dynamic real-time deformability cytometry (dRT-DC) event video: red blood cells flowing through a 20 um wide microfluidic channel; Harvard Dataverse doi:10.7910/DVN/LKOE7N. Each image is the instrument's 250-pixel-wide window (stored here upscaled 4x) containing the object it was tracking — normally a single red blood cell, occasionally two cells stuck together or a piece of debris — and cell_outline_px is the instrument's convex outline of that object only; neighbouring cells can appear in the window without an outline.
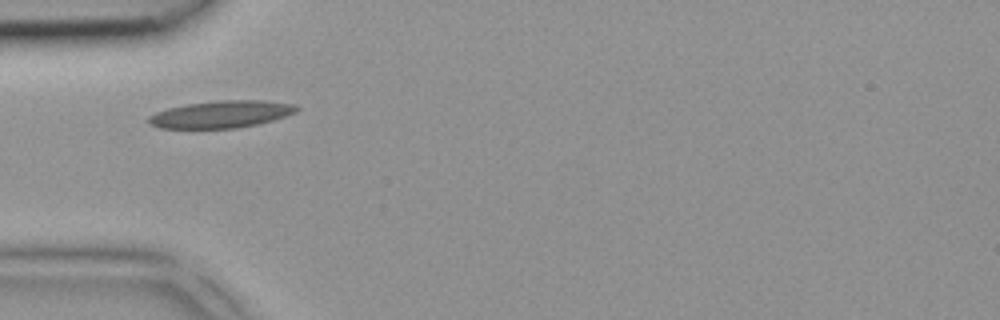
{"species": "common noctule bat (a hibernating species)", "species_latin": "Nyctalus noctula", "temperature_condition": "room temperature", "stored_images_in_passage": 5, "camera_frame_rate_fps": 3000, "um_per_image_px": 0.085, "animal": {"sex": "female", "body_mass_g": 18.4}, "frame": {"image": 1, "passage_image": 3, "time_ms": 0.667, "image_size_px": [1000, 320], "cell_outline_px": [[300, 108], [296, 112], [288, 116], [256, 124], [236, 128], [160, 128], [148, 124], [148, 116], [156, 112], [168, 108], [188, 104], [220, 100], [264, 100], [296, 104]], "centroid_in_image_um": [18.83, 9.71], "position_along_channel_um": 66.2, "area_um2": 23.47}}
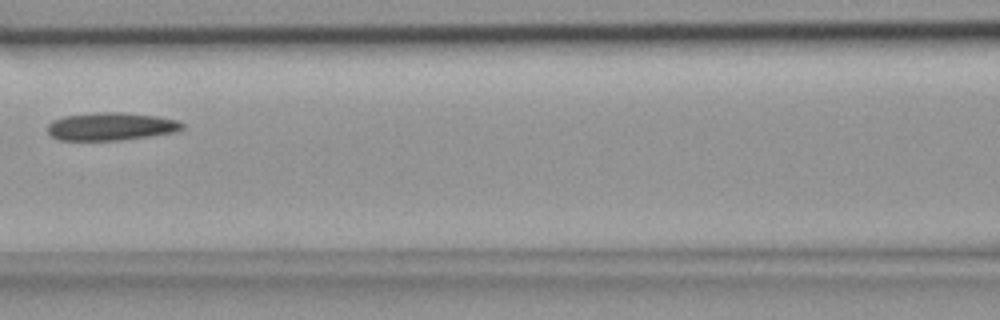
{"frame": {"image": 2, "passage_image": 5, "time_ms": 1.333, "image_size_px": [1000, 320], "cell_outline_px": [[184, 128], [176, 132], [120, 140], [60, 140], [52, 136], [48, 132], [48, 124], [52, 120], [64, 116], [100, 112], [124, 112], [156, 116], [180, 120], [184, 124]], "centroid_in_image_um": [9.46, 10.74], "position_along_channel_um": 157.1, "area_um2": 21.91}}